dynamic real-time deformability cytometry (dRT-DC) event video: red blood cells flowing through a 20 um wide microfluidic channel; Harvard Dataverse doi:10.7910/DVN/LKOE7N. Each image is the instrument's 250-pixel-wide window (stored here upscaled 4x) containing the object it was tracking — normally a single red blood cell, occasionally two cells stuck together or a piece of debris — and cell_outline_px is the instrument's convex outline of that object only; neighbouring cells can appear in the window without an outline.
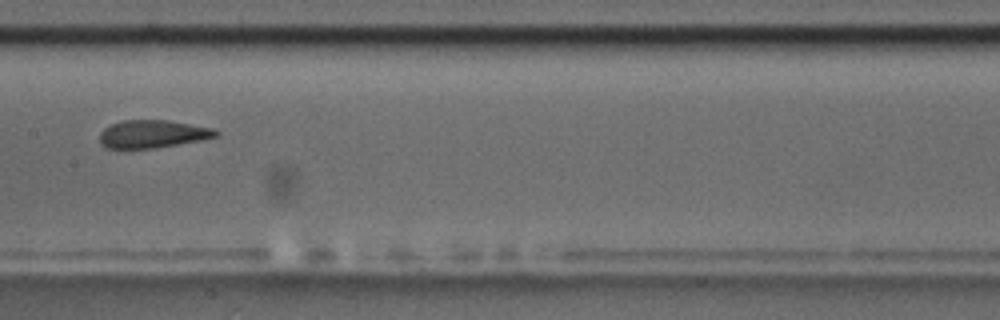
{"species": "common noctule bat (a hibernating species)", "species_latin": "Nyctalus noctula", "temperature_condition": "room temperature", "stored_images_in_passage": 10, "camera_frame_rate_fps": 3000, "um_per_image_px": 0.085, "animal": {"sex": "male", "body_mass_g": 17.5, "forearm_length_mm": 52.3}, "frame": {"image": 1, "passage_image": 7, "time_ms": 7.667, "image_size_px": [1000, 320], "cell_outline_px": [[220, 136], [204, 140], [156, 148], [108, 148], [100, 144], [100, 132], [104, 128], [112, 124], [124, 120], [168, 120], [212, 128], [220, 132]], "centroid_in_image_um": [13.02, 11.39], "position_along_channel_um": 194.4, "area_um2": 18.96}}
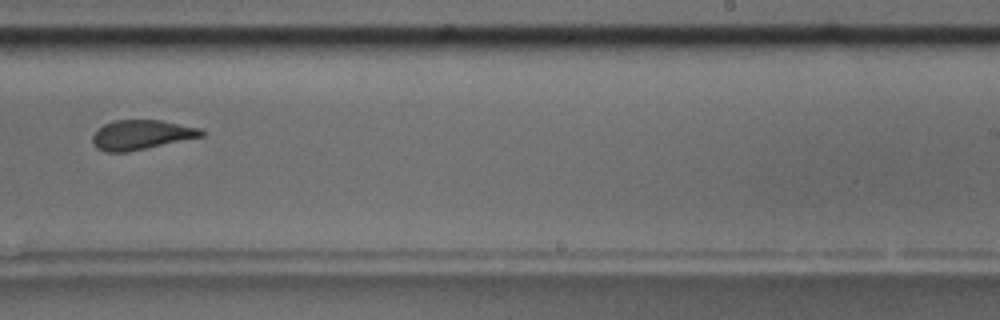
{"frame": {"image": 2, "passage_image": 9, "time_ms": 10.0, "image_size_px": [1000, 320], "cell_outline_px": [[208, 132], [204, 136], [128, 152], [104, 152], [96, 148], [92, 144], [92, 136], [104, 124], [116, 120], [160, 120], [200, 128]], "centroid_in_image_um": [12.03, 11.46], "position_along_channel_um": 277.0, "area_um2": 18.84}}